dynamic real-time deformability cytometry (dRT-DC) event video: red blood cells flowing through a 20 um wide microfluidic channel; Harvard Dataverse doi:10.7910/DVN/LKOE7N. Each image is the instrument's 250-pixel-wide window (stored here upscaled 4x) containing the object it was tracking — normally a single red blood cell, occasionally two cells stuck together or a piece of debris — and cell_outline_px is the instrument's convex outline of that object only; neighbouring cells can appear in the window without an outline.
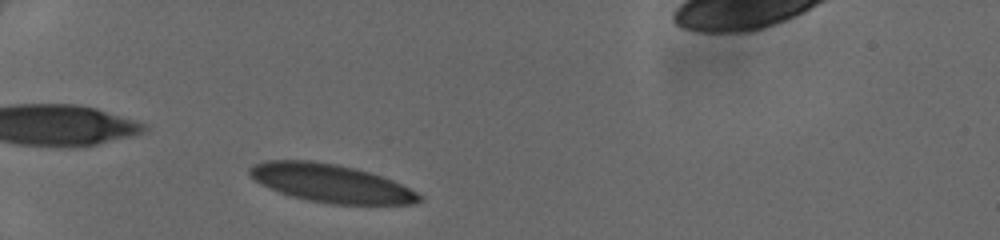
{"species": "human", "species_latin": "Homo sapiens", "temperature_condition": "cold", "stored_images_in_passage": 31, "camera_frame_rate_fps": 3000, "um_per_image_px": 0.085, "donor": {"sex": "female"}, "frame": {"image": 1, "passage_image": 2, "time_ms": 0.333, "image_size_px": [1000, 240], "cell_outline_px": [[424, 200], [412, 204], [328, 204], [308, 200], [292, 196], [268, 188], [260, 184], [248, 176], [248, 168], [264, 160], [312, 160], [336, 164], [368, 172], [392, 180], [424, 196]], "centroid_in_image_um": [28.08, 15.58], "position_along_channel_um": 56.9, "area_um2": 37.69}}
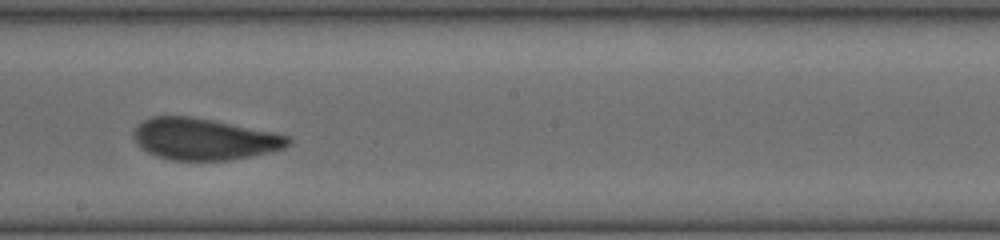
{"frame": {"image": 2, "passage_image": 16, "time_ms": 5.0, "image_size_px": [1000, 240], "cell_outline_px": [[292, 144], [284, 148], [272, 152], [252, 156], [228, 160], [172, 160], [156, 156], [140, 148], [136, 144], [132, 136], [132, 132], [144, 120], [152, 116], [192, 116], [272, 132], [288, 136], [292, 140]], "centroid_in_image_um": [17.34, 11.83], "position_along_channel_um": 230.9, "area_um2": 37.51}}
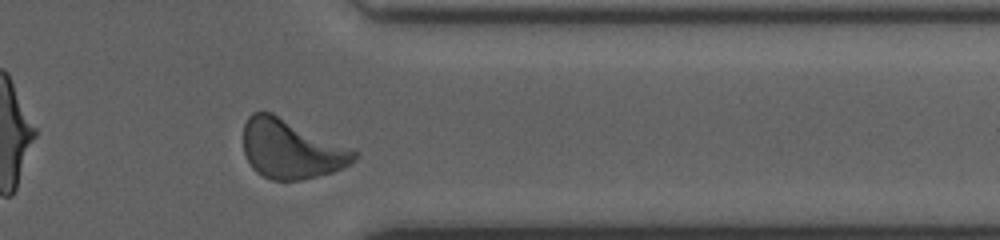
{"frame": {"image": 3, "passage_image": 27, "time_ms": 8.667, "image_size_px": [1000, 240], "cell_outline_px": [[356, 160], [352, 164], [344, 168], [332, 172], [300, 180], [272, 180], [256, 172], [252, 168], [244, 152], [244, 124], [248, 116], [252, 112], [272, 112], [352, 148], [356, 152]], "centroid_in_image_um": [24.75, 12.67], "position_along_channel_um": 386.6, "area_um2": 38.21}}